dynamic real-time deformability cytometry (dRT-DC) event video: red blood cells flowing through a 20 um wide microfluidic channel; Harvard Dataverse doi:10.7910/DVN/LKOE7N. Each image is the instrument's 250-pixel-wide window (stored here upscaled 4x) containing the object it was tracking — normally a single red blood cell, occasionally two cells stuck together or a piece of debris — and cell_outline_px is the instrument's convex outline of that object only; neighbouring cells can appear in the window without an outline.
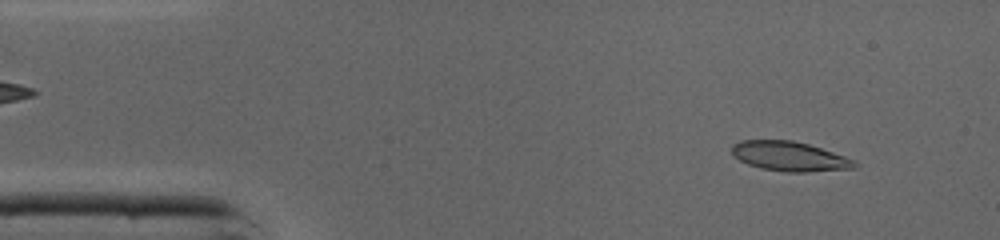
{"species": "common noctule bat (a hibernating species)", "species_latin": "Nyctalus noctula", "temperature_condition": "cold", "stored_images_in_passage": 44, "camera_frame_rate_fps": 3000, "um_per_image_px": 0.085, "animal": {"sex": "male", "body_mass_g": 19.0, "forearm_length_mm": 50.8}, "frame": {"image": 1, "passage_image": 4, "time_ms": 1.0, "image_size_px": [1000, 240], "cell_outline_px": [[860, 164], [856, 168], [808, 172], [784, 172], [760, 168], [748, 164], [740, 160], [732, 152], [732, 144], [740, 140], [792, 140], [808, 144], [856, 160]], "centroid_in_image_um": [67.14, 13.29], "position_along_channel_um": 17.9, "area_um2": 21.21}}
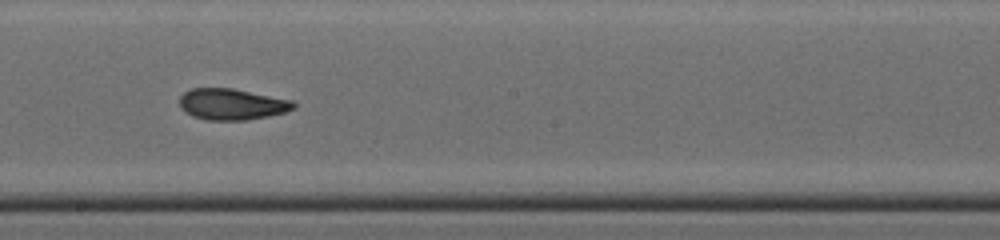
{"frame": {"image": 2, "passage_image": 24, "time_ms": 7.667, "image_size_px": [1000, 240], "cell_outline_px": [[296, 108], [284, 112], [268, 116], [244, 120], [208, 120], [192, 116], [184, 112], [180, 108], [180, 96], [184, 92], [192, 88], [232, 88], [292, 100], [296, 104]], "centroid_in_image_um": [19.69, 8.86], "position_along_channel_um": 228.5, "area_um2": 20.75}}
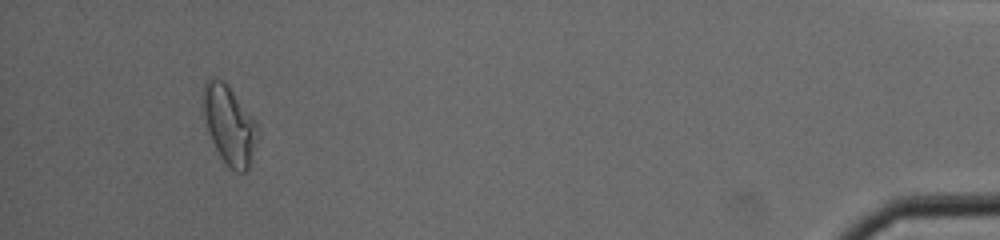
{"frame": {"image": 3, "passage_image": 42, "time_ms": 13.667, "image_size_px": [1000, 240], "cell_outline_px": [[252, 148], [248, 168], [244, 172], [236, 172], [228, 168], [220, 156], [208, 132], [204, 116], [200, 96], [204, 84], [208, 80], [216, 76], [224, 80], [228, 84], [252, 120]], "centroid_in_image_um": [19.34, 10.54], "position_along_channel_um": 415.9, "area_um2": 23.7}, "authors_computed_cell_mechanics": {"area_um2": 21.2126, "velocity_mm_per_s": 4.3564, "shape_relaxation_time_tau1_ms": 3.7886, "shape_relaxation_time_tau2_ms": 2.4617, "deformation_change_tau1": 0.145, "deformation_change_tau2": 0.086}}